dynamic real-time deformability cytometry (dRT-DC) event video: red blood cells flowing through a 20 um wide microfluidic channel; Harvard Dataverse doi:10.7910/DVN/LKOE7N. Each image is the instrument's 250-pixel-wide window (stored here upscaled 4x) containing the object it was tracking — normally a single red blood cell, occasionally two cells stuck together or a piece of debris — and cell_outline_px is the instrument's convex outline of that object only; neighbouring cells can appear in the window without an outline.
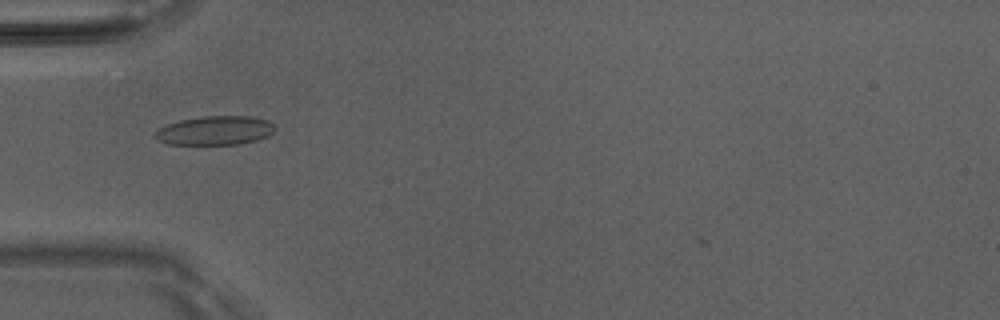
{"species": "Egyptian fruit bat (a non-hibernating species)", "species_latin": "Rousettus aegyptiacus", "temperature_condition": "room temperature", "stored_images_in_passage": 26, "camera_frame_rate_fps": 3000, "um_per_image_px": 0.085, "animal": {"sex": "male"}, "frame": {"image": 1, "passage_image": 17, "time_ms": 5.333, "image_size_px": [1000, 320], "cell_outline_px": [[276, 128], [268, 136], [256, 140], [236, 144], [168, 144], [152, 136], [156, 128], [180, 120], [204, 116], [252, 116], [268, 120]], "centroid_in_image_um": [18.25, 11.08], "position_along_channel_um": 66.7, "area_um2": 20.23}}
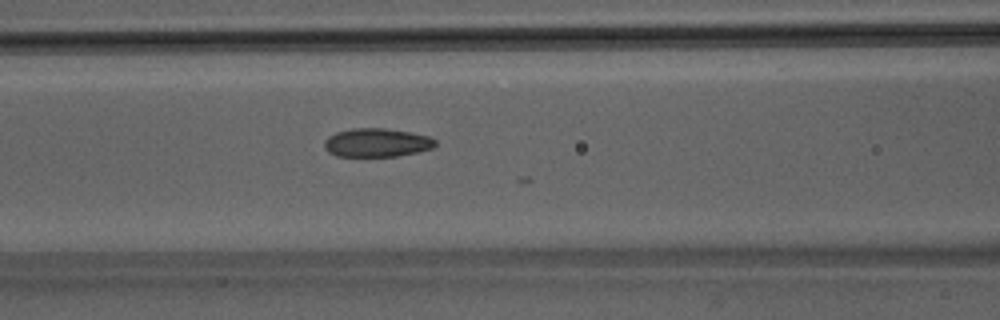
{"frame": {"image": 2, "passage_image": 22, "time_ms": 7.0, "image_size_px": [1000, 320], "cell_outline_px": [[436, 144], [432, 148], [416, 152], [396, 156], [336, 156], [328, 152], [324, 148], [324, 140], [328, 136], [336, 132], [352, 128], [384, 128], [408, 132], [428, 136], [436, 140]], "centroid_in_image_um": [31.98, 12.12], "position_along_channel_um": 134.6, "area_um2": 18.44}}